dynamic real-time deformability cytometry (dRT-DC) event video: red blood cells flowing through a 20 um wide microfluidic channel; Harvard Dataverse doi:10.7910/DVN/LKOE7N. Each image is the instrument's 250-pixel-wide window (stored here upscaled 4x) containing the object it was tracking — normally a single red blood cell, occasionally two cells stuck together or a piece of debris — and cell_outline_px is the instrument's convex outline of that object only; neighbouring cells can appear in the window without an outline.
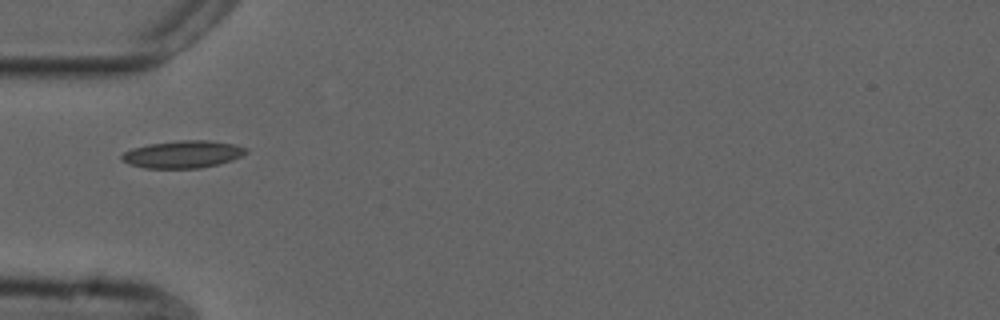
{"species": "common noctule bat (a hibernating species)", "species_latin": "Nyctalus noctula", "temperature_condition": "cold", "stored_images_in_passage": 35, "camera_frame_rate_fps": 3000, "um_per_image_px": 0.085, "animal": {"sex": "male", "forearm_length_mm": 52.5}, "frame": {"image": 1, "passage_image": 1, "time_ms": 0.0, "image_size_px": [1000, 320], "cell_outline_px": [[248, 152], [232, 160], [220, 164], [200, 168], [144, 168], [128, 164], [120, 160], [120, 156], [124, 152], [132, 148], [148, 144], [180, 140], [208, 140], [236, 144], [248, 148]], "centroid_in_image_um": [15.54, 13.11], "position_along_channel_um": 69.5, "area_um2": 20.06}}
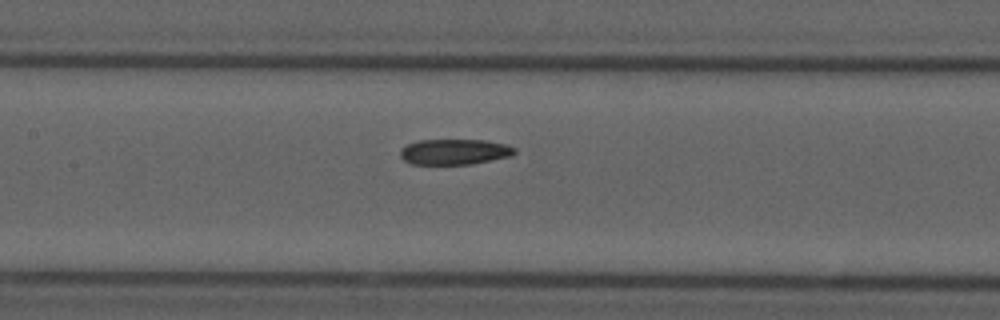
{"frame": {"image": 2, "passage_image": 9, "time_ms": 2.667, "image_size_px": [1000, 320], "cell_outline_px": [[516, 152], [512, 156], [472, 164], [412, 164], [404, 160], [400, 156], [400, 152], [408, 144], [420, 140], [484, 140], [504, 144], [516, 148]], "centroid_in_image_um": [38.66, 12.91], "position_along_channel_um": 168.7, "area_um2": 16.94}}
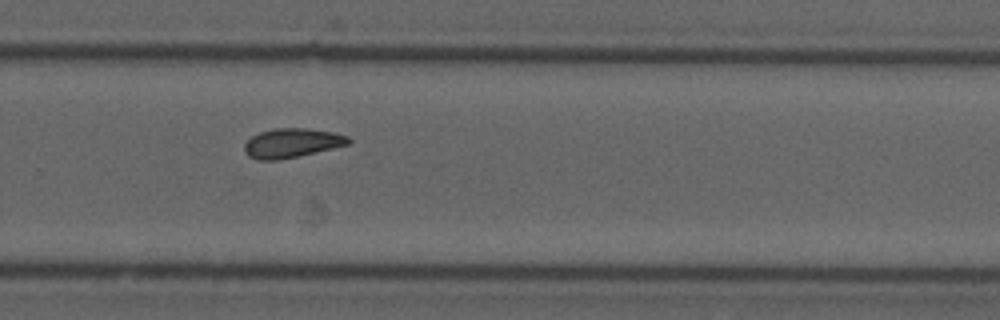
{"frame": {"image": 3, "passage_image": 20, "time_ms": 6.333, "image_size_px": [1000, 320], "cell_outline_px": [[352, 140], [348, 144], [332, 148], [280, 160], [256, 160], [248, 156], [244, 152], [244, 144], [252, 136], [260, 132], [276, 128], [304, 128], [332, 132], [348, 136]], "centroid_in_image_um": [24.77, 12.16], "position_along_channel_um": 305.0, "area_um2": 17.63}, "authors_computed_cell_mechanics": {"area_um2": 17.8602, "velocity_mm_per_s": 3.7382, "shape_relaxation_time_tau1_ms": null, "shape_relaxation_time_tau2_ms": 4.3361, "deformation_change_tau1": null, "deformation_change_tau2": 0.1002}}